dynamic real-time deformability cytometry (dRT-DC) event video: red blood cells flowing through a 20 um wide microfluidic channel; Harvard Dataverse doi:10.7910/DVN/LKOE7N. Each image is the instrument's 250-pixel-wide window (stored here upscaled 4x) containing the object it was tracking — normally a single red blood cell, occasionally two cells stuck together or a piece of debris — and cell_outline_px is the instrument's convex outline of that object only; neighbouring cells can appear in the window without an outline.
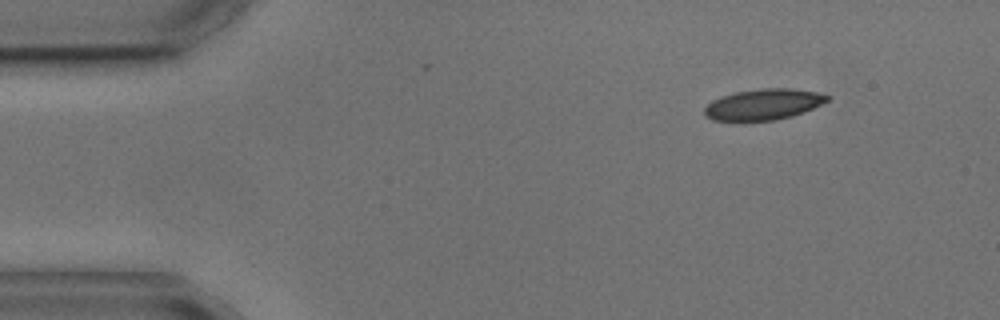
{"species": "common noctule bat (a hibernating species)", "species_latin": "Nyctalus noctula", "temperature_condition": "cold", "stored_images_in_passage": 4, "camera_frame_rate_fps": 3000, "um_per_image_px": 0.085, "animal": {"sex": "male", "body_mass_g": 17.9, "forearm_length_mm": 54.2}, "frame": {"image": 1, "passage_image": 1, "time_ms": 0.0, "image_size_px": [1000, 320], "cell_outline_px": [[828, 100], [804, 112], [792, 116], [776, 120], [712, 120], [704, 116], [704, 108], [712, 100], [720, 96], [736, 92], [760, 88], [792, 88], [816, 92], [828, 96]], "centroid_in_image_um": [64.85, 8.87], "position_along_channel_um": 20.1, "area_um2": 21.96}}
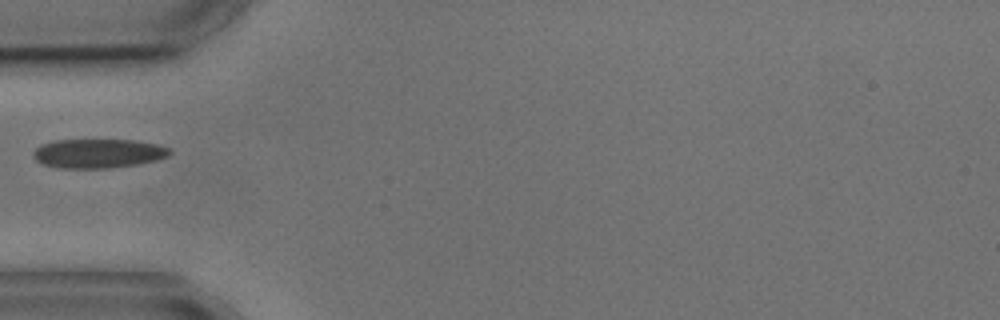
{"frame": {"image": 2, "passage_image": 4, "time_ms": 3.667, "image_size_px": [1000, 320], "cell_outline_px": [[172, 152], [168, 156], [156, 160], [136, 164], [112, 168], [56, 168], [40, 164], [32, 156], [32, 152], [40, 144], [56, 140], [136, 140], [156, 144], [168, 148]], "centroid_in_image_um": [8.29, 13.04], "position_along_channel_um": 76.7, "area_um2": 23.35}}